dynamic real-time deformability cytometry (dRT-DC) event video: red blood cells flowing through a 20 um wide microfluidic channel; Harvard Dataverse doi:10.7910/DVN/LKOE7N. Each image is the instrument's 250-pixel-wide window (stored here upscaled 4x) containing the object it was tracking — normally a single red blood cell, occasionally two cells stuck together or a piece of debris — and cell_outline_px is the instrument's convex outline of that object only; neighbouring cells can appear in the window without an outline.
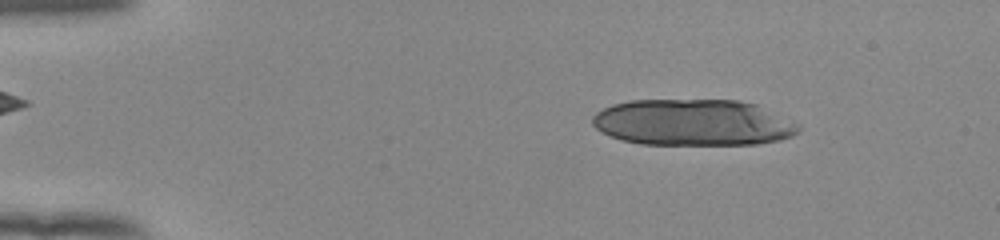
{"species": "human", "species_latin": "Homo sapiens", "temperature_condition": "room temperature", "stored_images_in_passage": 18, "camera_frame_rate_fps": 3000, "um_per_image_px": 0.085, "donor": {"sex": "female"}, "frame": {"image": 1, "passage_image": 7, "time_ms": 2.0, "image_size_px": [1000, 240], "cell_outline_px": [[800, 132], [792, 136], [780, 140], [756, 144], [640, 144], [624, 140], [612, 136], [596, 128], [592, 124], [592, 116], [596, 112], [612, 104], [632, 100], [740, 100], [756, 104], [800, 124]], "centroid_in_image_um": [58.94, 10.41], "position_along_channel_um": 26.1, "area_um2": 55.72}}